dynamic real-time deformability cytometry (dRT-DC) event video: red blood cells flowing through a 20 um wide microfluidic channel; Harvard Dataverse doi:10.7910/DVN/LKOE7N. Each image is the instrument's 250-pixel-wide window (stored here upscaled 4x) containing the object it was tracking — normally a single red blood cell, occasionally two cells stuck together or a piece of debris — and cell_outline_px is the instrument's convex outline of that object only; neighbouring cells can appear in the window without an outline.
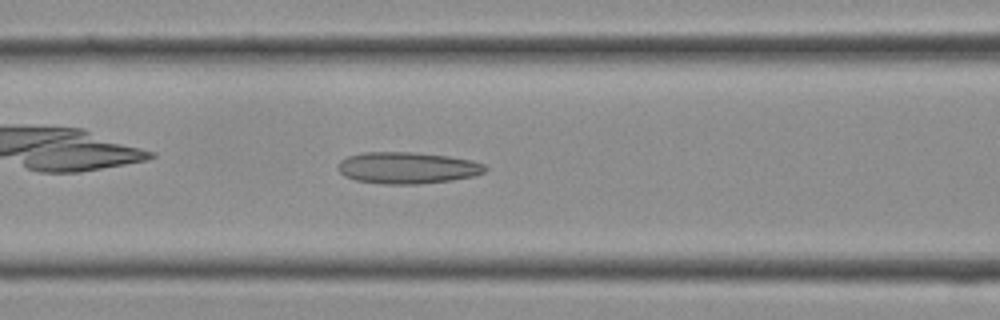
{"species": "Egyptian fruit bat (a non-hibernating species)", "species_latin": "Rousettus aegyptiacus", "temperature_condition": "cold", "stored_images_in_passage": 29, "camera_frame_rate_fps": 3000, "um_per_image_px": 0.085, "frame": {"image": 1, "passage_image": 11, "time_ms": 3.333, "image_size_px": [1000, 320], "cell_outline_px": [[488, 168], [484, 172], [472, 176], [452, 180], [420, 184], [380, 184], [356, 180], [344, 176], [336, 168], [336, 164], [340, 160], [348, 156], [364, 152], [416, 152], [448, 156], [472, 160], [484, 164]], "centroid_in_image_um": [34.59, 14.26], "position_along_channel_um": 132.0, "area_um2": 27.34}}
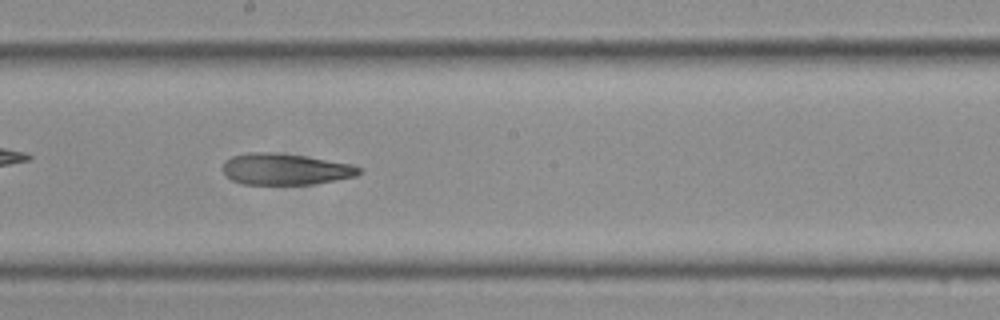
{"frame": {"image": 2, "passage_image": 15, "time_ms": 4.667, "image_size_px": [1000, 320], "cell_outline_px": [[364, 172], [356, 176], [336, 180], [312, 184], [240, 184], [232, 180], [224, 172], [224, 160], [232, 156], [248, 152], [268, 152], [308, 156], [352, 164], [360, 168]], "centroid_in_image_um": [24.28, 14.37], "position_along_channel_um": 223.9, "area_um2": 24.97}}
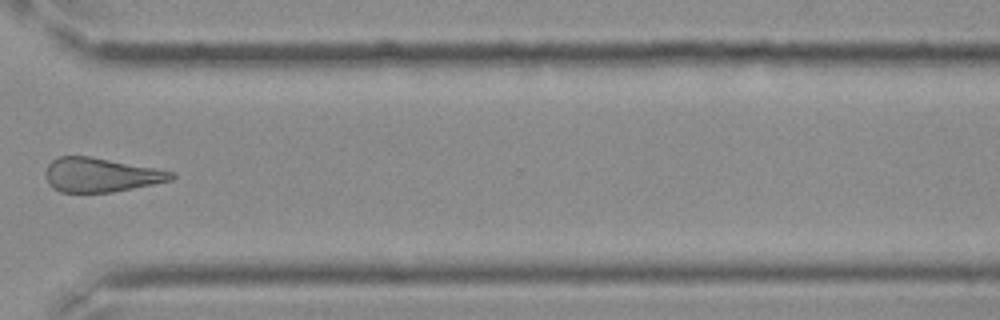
{"frame": {"image": 3, "passage_image": 21, "time_ms": 6.667, "image_size_px": [1000, 320], "cell_outline_px": [[176, 176], [172, 180], [112, 192], [60, 192], [52, 188], [48, 184], [44, 172], [48, 164], [52, 160], [60, 156], [88, 156], [176, 172]], "centroid_in_image_um": [8.53, 14.87], "position_along_channel_um": 362.1, "area_um2": 24.91}}